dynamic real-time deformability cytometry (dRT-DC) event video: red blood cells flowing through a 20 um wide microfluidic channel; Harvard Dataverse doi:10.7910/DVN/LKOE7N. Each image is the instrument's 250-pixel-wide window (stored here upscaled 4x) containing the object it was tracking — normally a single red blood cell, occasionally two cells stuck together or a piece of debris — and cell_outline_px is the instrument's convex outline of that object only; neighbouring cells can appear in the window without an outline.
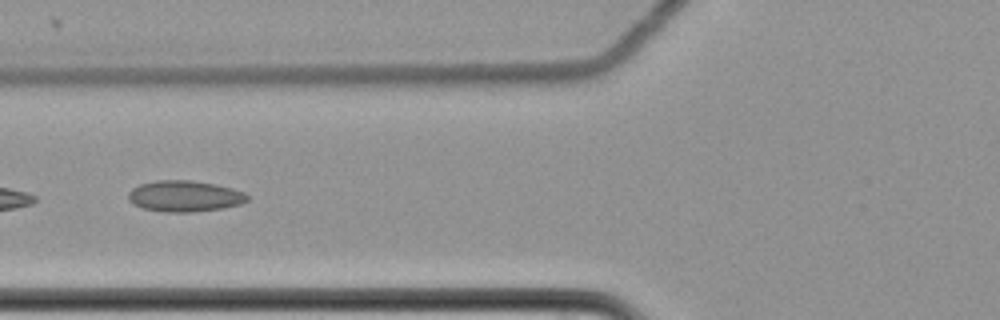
{"species": "common noctule bat (a hibernating species)", "species_latin": "Nyctalus noctula", "temperature_condition": "cold", "stored_images_in_passage": 10, "camera_frame_rate_fps": 3000, "um_per_image_px": 0.085, "animal": {"sex": "female", "body_mass_g": 22.7, "forearm_length_mm": 54.2}, "frame": {"image": 1, "passage_image": 7, "time_ms": 2.0, "image_size_px": [1000, 320], "cell_outline_px": [[248, 200], [240, 204], [224, 208], [192, 212], [164, 212], [144, 208], [132, 204], [128, 200], [128, 192], [132, 188], [140, 184], [156, 180], [192, 180], [216, 184], [232, 188], [244, 192], [248, 196]], "centroid_in_image_um": [15.68, 16.67], "position_along_channel_um": 110.1, "area_um2": 21.73}}
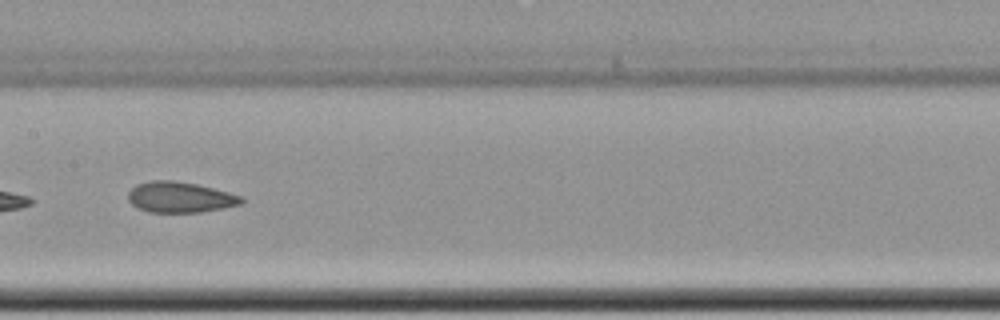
{"frame": {"image": 2, "passage_image": 9, "time_ms": 2.667, "image_size_px": [1000, 320], "cell_outline_px": [[244, 200], [240, 204], [224, 208], [200, 212], [148, 212], [132, 204], [128, 200], [128, 192], [136, 184], [148, 180], [176, 180], [196, 184], [228, 192], [240, 196]], "centroid_in_image_um": [15.27, 16.75], "position_along_channel_um": 192.1, "area_um2": 20.23}}
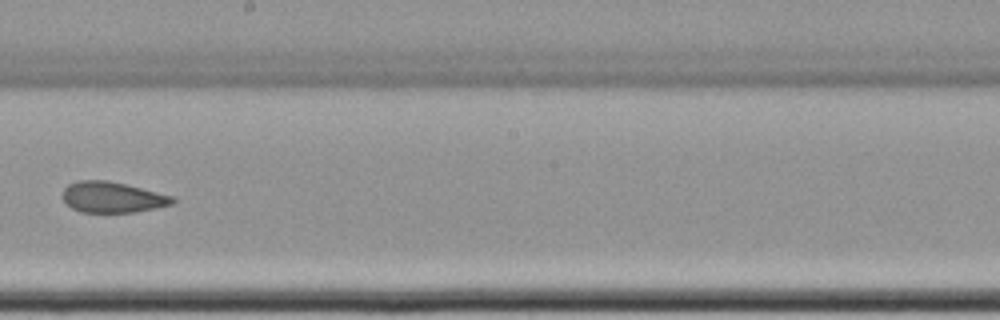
{"frame": {"image": 3, "passage_image": 10, "time_ms": 3.0, "image_size_px": [1000, 320], "cell_outline_px": [[176, 200], [172, 204], [156, 208], [136, 212], [80, 212], [72, 208], [60, 196], [64, 188], [68, 184], [76, 180], [108, 180], [172, 196]], "centroid_in_image_um": [9.5, 16.76], "position_along_channel_um": 238.7, "area_um2": 19.71}}